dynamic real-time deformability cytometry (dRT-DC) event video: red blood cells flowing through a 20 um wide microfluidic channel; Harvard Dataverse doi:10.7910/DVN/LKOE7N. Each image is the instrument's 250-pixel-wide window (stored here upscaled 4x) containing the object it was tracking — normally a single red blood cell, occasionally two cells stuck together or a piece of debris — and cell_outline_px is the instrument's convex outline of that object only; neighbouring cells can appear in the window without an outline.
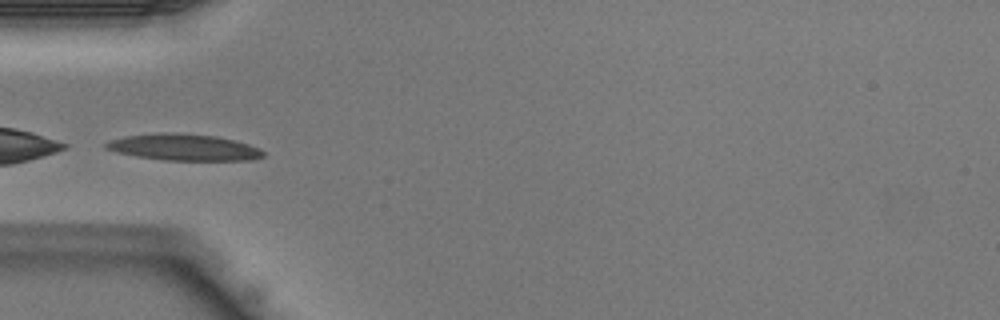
{"species": "Egyptian fruit bat (a non-hibernating species)", "species_latin": "Rousettus aegyptiacus", "temperature_condition": "warm", "stored_images_in_passage": 21, "camera_frame_rate_fps": 3000, "um_per_image_px": 0.085, "animal": {"sex": "male"}, "frame": {"image": 1, "passage_image": 1, "time_ms": 0.0, "image_size_px": [1000, 320], "cell_outline_px": [[264, 156], [252, 160], [164, 160], [136, 156], [116, 152], [104, 148], [104, 144], [112, 140], [124, 136], [216, 136], [248, 144], [264, 152]], "centroid_in_image_um": [15.66, 12.59], "position_along_channel_um": 69.3, "area_um2": 22.6}}
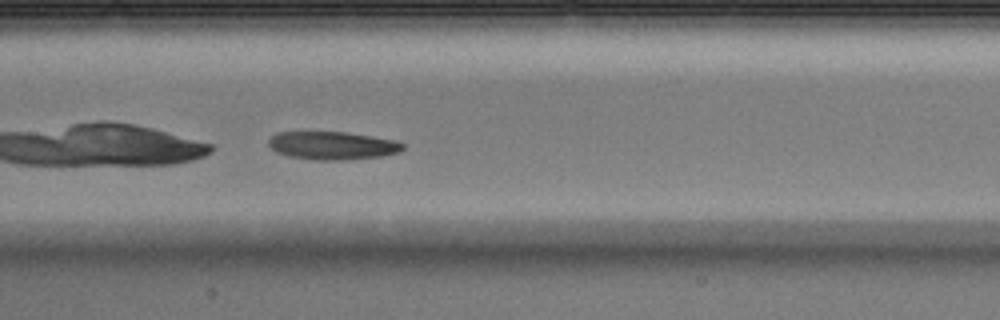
{"frame": {"image": 2, "passage_image": 8, "time_ms": 2.333, "image_size_px": [1000, 320], "cell_outline_px": [[404, 148], [400, 152], [380, 156], [348, 160], [312, 160], [288, 156], [276, 152], [268, 144], [268, 140], [276, 132], [348, 132], [396, 140], [404, 144]], "centroid_in_image_um": [28.26, 12.37], "position_along_channel_um": 179.1, "area_um2": 22.14}}
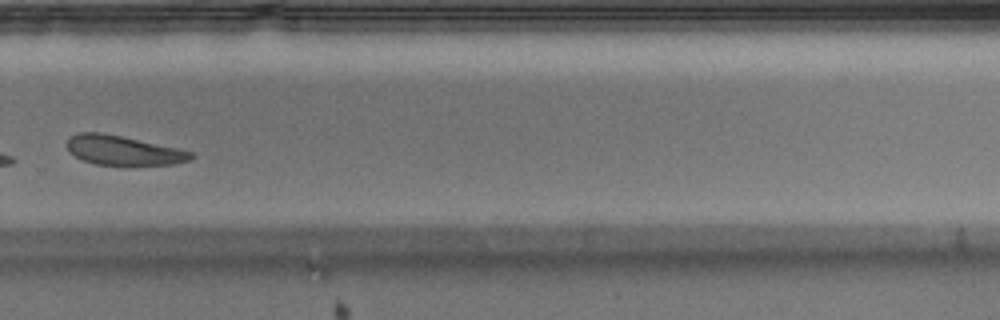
{"frame": {"image": 3, "passage_image": 17, "time_ms": 5.333, "image_size_px": [1000, 320], "cell_outline_px": [[196, 156], [192, 160], [176, 164], [96, 164], [84, 160], [68, 152], [68, 136], [80, 132], [100, 132], [120, 136], [176, 148], [192, 152]], "centroid_in_image_um": [10.48, 12.77], "position_along_channel_um": 319.3, "area_um2": 20.87}}